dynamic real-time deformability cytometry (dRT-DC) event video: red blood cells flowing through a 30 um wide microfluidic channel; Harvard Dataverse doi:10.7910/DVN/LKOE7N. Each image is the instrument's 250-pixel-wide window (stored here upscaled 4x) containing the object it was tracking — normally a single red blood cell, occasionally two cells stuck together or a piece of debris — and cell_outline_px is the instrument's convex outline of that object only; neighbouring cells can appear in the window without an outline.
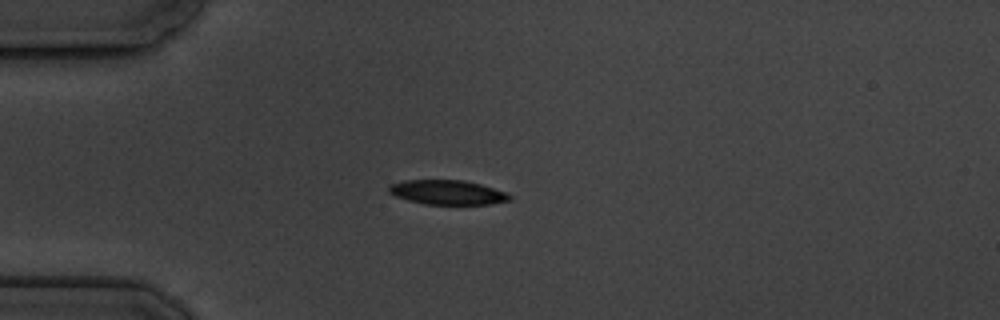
{"species": "common noctule bat (a hibernating species)", "species_latin": "Nyctalus noctula", "temperature_condition": "cold", "stored_images_in_passage": 5, "camera_frame_rate_fps": 3000, "um_per_image_px": 0.085, "animal": {"sex": "male", "body_mass_g": 19.5, "forearm_length_mm": 54.6}, "frame": {"image": 1, "passage_image": 4, "time_ms": 3.333, "image_size_px": [1000, 320], "cell_outline_px": [[512, 200], [488, 204], [424, 204], [408, 200], [396, 196], [388, 192], [388, 188], [392, 184], [404, 180], [464, 180], [480, 184], [504, 192], [512, 196]], "centroid_in_image_um": [38.02, 16.35], "position_along_channel_um": 47.0, "area_um2": 17.05}}